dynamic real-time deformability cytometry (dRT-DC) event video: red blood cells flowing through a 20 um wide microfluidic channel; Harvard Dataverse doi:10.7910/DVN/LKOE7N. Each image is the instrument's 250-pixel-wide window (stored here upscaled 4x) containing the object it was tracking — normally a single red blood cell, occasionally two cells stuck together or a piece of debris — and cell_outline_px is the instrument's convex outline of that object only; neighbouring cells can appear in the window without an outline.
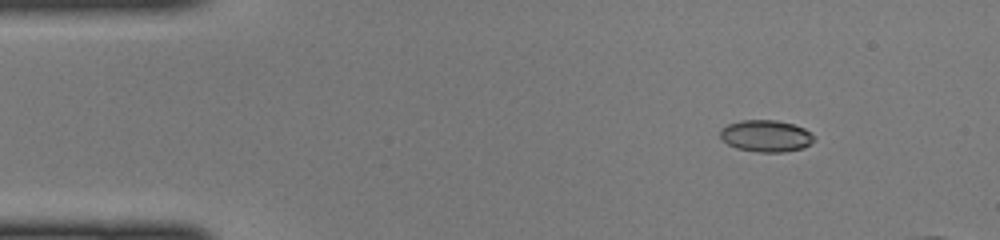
{"species": "common noctule bat (a hibernating species)", "species_latin": "Nyctalus noctula", "temperature_condition": "cold", "stored_images_in_passage": 10, "camera_frame_rate_fps": 3000, "um_per_image_px": 0.085, "animal": {"sex": "female", "body_mass_g": 22.0, "forearm_length_mm": 56.7}, "frame": {"image": 1, "passage_image": 1, "time_ms": 0.0, "image_size_px": [1000, 240], "cell_outline_px": [[816, 140], [804, 148], [784, 152], [756, 152], [736, 148], [728, 144], [720, 136], [720, 128], [728, 124], [740, 120], [776, 120], [792, 124], [804, 128], [816, 136]], "centroid_in_image_um": [65.13, 11.56], "position_along_channel_um": 19.9, "area_um2": 17.57}}